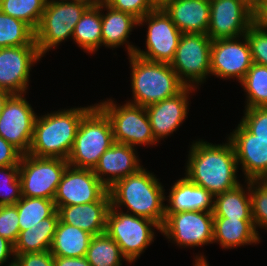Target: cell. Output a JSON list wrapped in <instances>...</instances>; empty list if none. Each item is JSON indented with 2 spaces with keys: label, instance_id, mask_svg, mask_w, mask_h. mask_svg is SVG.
<instances>
[{
  "label": "cell",
  "instance_id": "cell-24",
  "mask_svg": "<svg viewBox=\"0 0 267 266\" xmlns=\"http://www.w3.org/2000/svg\"><path fill=\"white\" fill-rule=\"evenodd\" d=\"M107 11L104 14L102 11ZM102 45L108 48H118L125 44L128 55L134 54L136 46L129 43L132 29L138 26V19L133 15L118 11L107 4L101 5Z\"/></svg>",
  "mask_w": 267,
  "mask_h": 266
},
{
  "label": "cell",
  "instance_id": "cell-47",
  "mask_svg": "<svg viewBox=\"0 0 267 266\" xmlns=\"http://www.w3.org/2000/svg\"><path fill=\"white\" fill-rule=\"evenodd\" d=\"M12 94L9 91L6 90H1L0 91V115L2 113V110L7 102V99L11 96Z\"/></svg>",
  "mask_w": 267,
  "mask_h": 266
},
{
  "label": "cell",
  "instance_id": "cell-10",
  "mask_svg": "<svg viewBox=\"0 0 267 266\" xmlns=\"http://www.w3.org/2000/svg\"><path fill=\"white\" fill-rule=\"evenodd\" d=\"M68 165L66 159L41 158L23 154L19 163L22 196L53 200Z\"/></svg>",
  "mask_w": 267,
  "mask_h": 266
},
{
  "label": "cell",
  "instance_id": "cell-30",
  "mask_svg": "<svg viewBox=\"0 0 267 266\" xmlns=\"http://www.w3.org/2000/svg\"><path fill=\"white\" fill-rule=\"evenodd\" d=\"M85 257L91 266H121L122 259L130 263L106 232L91 238Z\"/></svg>",
  "mask_w": 267,
  "mask_h": 266
},
{
  "label": "cell",
  "instance_id": "cell-14",
  "mask_svg": "<svg viewBox=\"0 0 267 266\" xmlns=\"http://www.w3.org/2000/svg\"><path fill=\"white\" fill-rule=\"evenodd\" d=\"M24 96L12 94L7 99L0 115V136L22 154H28L37 114Z\"/></svg>",
  "mask_w": 267,
  "mask_h": 266
},
{
  "label": "cell",
  "instance_id": "cell-2",
  "mask_svg": "<svg viewBox=\"0 0 267 266\" xmlns=\"http://www.w3.org/2000/svg\"><path fill=\"white\" fill-rule=\"evenodd\" d=\"M159 179L144 167L117 181L108 189L111 206L117 210L126 207V213L156 222L161 228L165 222V189Z\"/></svg>",
  "mask_w": 267,
  "mask_h": 266
},
{
  "label": "cell",
  "instance_id": "cell-3",
  "mask_svg": "<svg viewBox=\"0 0 267 266\" xmlns=\"http://www.w3.org/2000/svg\"><path fill=\"white\" fill-rule=\"evenodd\" d=\"M61 109L36 116L29 153L41 158L68 159L82 118L95 106Z\"/></svg>",
  "mask_w": 267,
  "mask_h": 266
},
{
  "label": "cell",
  "instance_id": "cell-17",
  "mask_svg": "<svg viewBox=\"0 0 267 266\" xmlns=\"http://www.w3.org/2000/svg\"><path fill=\"white\" fill-rule=\"evenodd\" d=\"M40 59L37 45L0 48V87L11 94H26L31 68Z\"/></svg>",
  "mask_w": 267,
  "mask_h": 266
},
{
  "label": "cell",
  "instance_id": "cell-40",
  "mask_svg": "<svg viewBox=\"0 0 267 266\" xmlns=\"http://www.w3.org/2000/svg\"><path fill=\"white\" fill-rule=\"evenodd\" d=\"M111 8L127 12L138 20L156 8L152 0H107Z\"/></svg>",
  "mask_w": 267,
  "mask_h": 266
},
{
  "label": "cell",
  "instance_id": "cell-19",
  "mask_svg": "<svg viewBox=\"0 0 267 266\" xmlns=\"http://www.w3.org/2000/svg\"><path fill=\"white\" fill-rule=\"evenodd\" d=\"M196 88L186 86L180 93L146 108L153 136L157 142L179 129L188 117L189 95Z\"/></svg>",
  "mask_w": 267,
  "mask_h": 266
},
{
  "label": "cell",
  "instance_id": "cell-31",
  "mask_svg": "<svg viewBox=\"0 0 267 266\" xmlns=\"http://www.w3.org/2000/svg\"><path fill=\"white\" fill-rule=\"evenodd\" d=\"M19 216L20 231L37 225L50 217L57 209L54 200L39 197H21L15 204Z\"/></svg>",
  "mask_w": 267,
  "mask_h": 266
},
{
  "label": "cell",
  "instance_id": "cell-32",
  "mask_svg": "<svg viewBox=\"0 0 267 266\" xmlns=\"http://www.w3.org/2000/svg\"><path fill=\"white\" fill-rule=\"evenodd\" d=\"M36 45L35 31L24 21L0 11V48Z\"/></svg>",
  "mask_w": 267,
  "mask_h": 266
},
{
  "label": "cell",
  "instance_id": "cell-22",
  "mask_svg": "<svg viewBox=\"0 0 267 266\" xmlns=\"http://www.w3.org/2000/svg\"><path fill=\"white\" fill-rule=\"evenodd\" d=\"M111 201H95L85 204L56 206L59 219L66 224L85 230L93 236L106 231L107 215Z\"/></svg>",
  "mask_w": 267,
  "mask_h": 266
},
{
  "label": "cell",
  "instance_id": "cell-1",
  "mask_svg": "<svg viewBox=\"0 0 267 266\" xmlns=\"http://www.w3.org/2000/svg\"><path fill=\"white\" fill-rule=\"evenodd\" d=\"M213 144L195 140L190 145L185 176L213 196L229 191L240 184L238 164L231 141Z\"/></svg>",
  "mask_w": 267,
  "mask_h": 266
},
{
  "label": "cell",
  "instance_id": "cell-27",
  "mask_svg": "<svg viewBox=\"0 0 267 266\" xmlns=\"http://www.w3.org/2000/svg\"><path fill=\"white\" fill-rule=\"evenodd\" d=\"M246 184L214 196V218L252 220L250 181Z\"/></svg>",
  "mask_w": 267,
  "mask_h": 266
},
{
  "label": "cell",
  "instance_id": "cell-28",
  "mask_svg": "<svg viewBox=\"0 0 267 266\" xmlns=\"http://www.w3.org/2000/svg\"><path fill=\"white\" fill-rule=\"evenodd\" d=\"M58 221L59 213L56 210L50 217L43 219L37 225L20 231L14 244V254L49 251Z\"/></svg>",
  "mask_w": 267,
  "mask_h": 266
},
{
  "label": "cell",
  "instance_id": "cell-9",
  "mask_svg": "<svg viewBox=\"0 0 267 266\" xmlns=\"http://www.w3.org/2000/svg\"><path fill=\"white\" fill-rule=\"evenodd\" d=\"M212 40L207 34L183 33L170 65L179 79L196 88L211 76L210 57Z\"/></svg>",
  "mask_w": 267,
  "mask_h": 266
},
{
  "label": "cell",
  "instance_id": "cell-26",
  "mask_svg": "<svg viewBox=\"0 0 267 266\" xmlns=\"http://www.w3.org/2000/svg\"><path fill=\"white\" fill-rule=\"evenodd\" d=\"M92 237L89 232L59 219L49 251L53 256L85 257Z\"/></svg>",
  "mask_w": 267,
  "mask_h": 266
},
{
  "label": "cell",
  "instance_id": "cell-36",
  "mask_svg": "<svg viewBox=\"0 0 267 266\" xmlns=\"http://www.w3.org/2000/svg\"><path fill=\"white\" fill-rule=\"evenodd\" d=\"M252 220L256 230H267V182L250 181Z\"/></svg>",
  "mask_w": 267,
  "mask_h": 266
},
{
  "label": "cell",
  "instance_id": "cell-11",
  "mask_svg": "<svg viewBox=\"0 0 267 266\" xmlns=\"http://www.w3.org/2000/svg\"><path fill=\"white\" fill-rule=\"evenodd\" d=\"M147 23L145 50L136 48L134 54L152 62L171 63L183 34L162 7H156L138 20V26Z\"/></svg>",
  "mask_w": 267,
  "mask_h": 266
},
{
  "label": "cell",
  "instance_id": "cell-5",
  "mask_svg": "<svg viewBox=\"0 0 267 266\" xmlns=\"http://www.w3.org/2000/svg\"><path fill=\"white\" fill-rule=\"evenodd\" d=\"M114 143L111 122L95 105L80 122L67 162L75 168L94 169L100 156Z\"/></svg>",
  "mask_w": 267,
  "mask_h": 266
},
{
  "label": "cell",
  "instance_id": "cell-39",
  "mask_svg": "<svg viewBox=\"0 0 267 266\" xmlns=\"http://www.w3.org/2000/svg\"><path fill=\"white\" fill-rule=\"evenodd\" d=\"M16 205L0 206V236L10 241L13 245L18 239L20 227Z\"/></svg>",
  "mask_w": 267,
  "mask_h": 266
},
{
  "label": "cell",
  "instance_id": "cell-44",
  "mask_svg": "<svg viewBox=\"0 0 267 266\" xmlns=\"http://www.w3.org/2000/svg\"><path fill=\"white\" fill-rule=\"evenodd\" d=\"M55 266H91L86 257L54 256Z\"/></svg>",
  "mask_w": 267,
  "mask_h": 266
},
{
  "label": "cell",
  "instance_id": "cell-41",
  "mask_svg": "<svg viewBox=\"0 0 267 266\" xmlns=\"http://www.w3.org/2000/svg\"><path fill=\"white\" fill-rule=\"evenodd\" d=\"M14 266H55L54 256L50 251L15 254Z\"/></svg>",
  "mask_w": 267,
  "mask_h": 266
},
{
  "label": "cell",
  "instance_id": "cell-25",
  "mask_svg": "<svg viewBox=\"0 0 267 266\" xmlns=\"http://www.w3.org/2000/svg\"><path fill=\"white\" fill-rule=\"evenodd\" d=\"M260 238L253 220L213 219V243H218L223 249L258 244Z\"/></svg>",
  "mask_w": 267,
  "mask_h": 266
},
{
  "label": "cell",
  "instance_id": "cell-13",
  "mask_svg": "<svg viewBox=\"0 0 267 266\" xmlns=\"http://www.w3.org/2000/svg\"><path fill=\"white\" fill-rule=\"evenodd\" d=\"M55 206L111 201L108 188L97 178L93 169L67 166L54 196Z\"/></svg>",
  "mask_w": 267,
  "mask_h": 266
},
{
  "label": "cell",
  "instance_id": "cell-38",
  "mask_svg": "<svg viewBox=\"0 0 267 266\" xmlns=\"http://www.w3.org/2000/svg\"><path fill=\"white\" fill-rule=\"evenodd\" d=\"M240 123L256 138L267 141V107L245 108Z\"/></svg>",
  "mask_w": 267,
  "mask_h": 266
},
{
  "label": "cell",
  "instance_id": "cell-21",
  "mask_svg": "<svg viewBox=\"0 0 267 266\" xmlns=\"http://www.w3.org/2000/svg\"><path fill=\"white\" fill-rule=\"evenodd\" d=\"M162 8L182 33L207 34L210 20L209 0H171Z\"/></svg>",
  "mask_w": 267,
  "mask_h": 266
},
{
  "label": "cell",
  "instance_id": "cell-43",
  "mask_svg": "<svg viewBox=\"0 0 267 266\" xmlns=\"http://www.w3.org/2000/svg\"><path fill=\"white\" fill-rule=\"evenodd\" d=\"M13 257L11 262H8L9 259ZM14 245L7 239L0 236V266L8 262V266H14ZM8 260V261H7Z\"/></svg>",
  "mask_w": 267,
  "mask_h": 266
},
{
  "label": "cell",
  "instance_id": "cell-6",
  "mask_svg": "<svg viewBox=\"0 0 267 266\" xmlns=\"http://www.w3.org/2000/svg\"><path fill=\"white\" fill-rule=\"evenodd\" d=\"M88 7L87 3L78 0H47L35 30V42L42 57L72 38L76 24Z\"/></svg>",
  "mask_w": 267,
  "mask_h": 266
},
{
  "label": "cell",
  "instance_id": "cell-50",
  "mask_svg": "<svg viewBox=\"0 0 267 266\" xmlns=\"http://www.w3.org/2000/svg\"><path fill=\"white\" fill-rule=\"evenodd\" d=\"M169 1H171V0H152L153 4L156 7H163Z\"/></svg>",
  "mask_w": 267,
  "mask_h": 266
},
{
  "label": "cell",
  "instance_id": "cell-16",
  "mask_svg": "<svg viewBox=\"0 0 267 266\" xmlns=\"http://www.w3.org/2000/svg\"><path fill=\"white\" fill-rule=\"evenodd\" d=\"M254 22L255 14L246 0H210L207 35L212 41L241 37Z\"/></svg>",
  "mask_w": 267,
  "mask_h": 266
},
{
  "label": "cell",
  "instance_id": "cell-48",
  "mask_svg": "<svg viewBox=\"0 0 267 266\" xmlns=\"http://www.w3.org/2000/svg\"><path fill=\"white\" fill-rule=\"evenodd\" d=\"M200 255V256H199ZM194 263L193 266H209L207 259L205 256L201 253L194 257Z\"/></svg>",
  "mask_w": 267,
  "mask_h": 266
},
{
  "label": "cell",
  "instance_id": "cell-20",
  "mask_svg": "<svg viewBox=\"0 0 267 266\" xmlns=\"http://www.w3.org/2000/svg\"><path fill=\"white\" fill-rule=\"evenodd\" d=\"M135 149L127 144L115 142L100 156L93 172L108 189L143 167Z\"/></svg>",
  "mask_w": 267,
  "mask_h": 266
},
{
  "label": "cell",
  "instance_id": "cell-7",
  "mask_svg": "<svg viewBox=\"0 0 267 266\" xmlns=\"http://www.w3.org/2000/svg\"><path fill=\"white\" fill-rule=\"evenodd\" d=\"M153 227L161 232L156 222L110 206L105 232L119 245L131 264L154 242Z\"/></svg>",
  "mask_w": 267,
  "mask_h": 266
},
{
  "label": "cell",
  "instance_id": "cell-42",
  "mask_svg": "<svg viewBox=\"0 0 267 266\" xmlns=\"http://www.w3.org/2000/svg\"><path fill=\"white\" fill-rule=\"evenodd\" d=\"M22 153L0 136V166H19Z\"/></svg>",
  "mask_w": 267,
  "mask_h": 266
},
{
  "label": "cell",
  "instance_id": "cell-23",
  "mask_svg": "<svg viewBox=\"0 0 267 266\" xmlns=\"http://www.w3.org/2000/svg\"><path fill=\"white\" fill-rule=\"evenodd\" d=\"M165 197H168L165 200H168L169 204L165 205V213L214 210V196L186 176L178 179L171 187L169 195Z\"/></svg>",
  "mask_w": 267,
  "mask_h": 266
},
{
  "label": "cell",
  "instance_id": "cell-18",
  "mask_svg": "<svg viewBox=\"0 0 267 266\" xmlns=\"http://www.w3.org/2000/svg\"><path fill=\"white\" fill-rule=\"evenodd\" d=\"M231 141L237 159L238 168L246 181H263L267 178V141L256 138L241 123L230 132Z\"/></svg>",
  "mask_w": 267,
  "mask_h": 266
},
{
  "label": "cell",
  "instance_id": "cell-33",
  "mask_svg": "<svg viewBox=\"0 0 267 266\" xmlns=\"http://www.w3.org/2000/svg\"><path fill=\"white\" fill-rule=\"evenodd\" d=\"M246 92V106L267 107V66L253 63L240 82Z\"/></svg>",
  "mask_w": 267,
  "mask_h": 266
},
{
  "label": "cell",
  "instance_id": "cell-34",
  "mask_svg": "<svg viewBox=\"0 0 267 266\" xmlns=\"http://www.w3.org/2000/svg\"><path fill=\"white\" fill-rule=\"evenodd\" d=\"M47 0H0V11L20 19L34 31L42 18Z\"/></svg>",
  "mask_w": 267,
  "mask_h": 266
},
{
  "label": "cell",
  "instance_id": "cell-29",
  "mask_svg": "<svg viewBox=\"0 0 267 266\" xmlns=\"http://www.w3.org/2000/svg\"><path fill=\"white\" fill-rule=\"evenodd\" d=\"M101 6H89L75 26L72 40L85 53H94L102 46Z\"/></svg>",
  "mask_w": 267,
  "mask_h": 266
},
{
  "label": "cell",
  "instance_id": "cell-46",
  "mask_svg": "<svg viewBox=\"0 0 267 266\" xmlns=\"http://www.w3.org/2000/svg\"><path fill=\"white\" fill-rule=\"evenodd\" d=\"M250 10L256 14L267 4V0H246Z\"/></svg>",
  "mask_w": 267,
  "mask_h": 266
},
{
  "label": "cell",
  "instance_id": "cell-37",
  "mask_svg": "<svg viewBox=\"0 0 267 266\" xmlns=\"http://www.w3.org/2000/svg\"><path fill=\"white\" fill-rule=\"evenodd\" d=\"M253 63L267 66V29L256 21L246 31Z\"/></svg>",
  "mask_w": 267,
  "mask_h": 266
},
{
  "label": "cell",
  "instance_id": "cell-45",
  "mask_svg": "<svg viewBox=\"0 0 267 266\" xmlns=\"http://www.w3.org/2000/svg\"><path fill=\"white\" fill-rule=\"evenodd\" d=\"M255 21L267 29V4L255 14Z\"/></svg>",
  "mask_w": 267,
  "mask_h": 266
},
{
  "label": "cell",
  "instance_id": "cell-49",
  "mask_svg": "<svg viewBox=\"0 0 267 266\" xmlns=\"http://www.w3.org/2000/svg\"><path fill=\"white\" fill-rule=\"evenodd\" d=\"M87 3L89 6H101L106 4L107 0H78Z\"/></svg>",
  "mask_w": 267,
  "mask_h": 266
},
{
  "label": "cell",
  "instance_id": "cell-12",
  "mask_svg": "<svg viewBox=\"0 0 267 266\" xmlns=\"http://www.w3.org/2000/svg\"><path fill=\"white\" fill-rule=\"evenodd\" d=\"M213 212L165 213L161 233L179 247H199L213 243Z\"/></svg>",
  "mask_w": 267,
  "mask_h": 266
},
{
  "label": "cell",
  "instance_id": "cell-15",
  "mask_svg": "<svg viewBox=\"0 0 267 266\" xmlns=\"http://www.w3.org/2000/svg\"><path fill=\"white\" fill-rule=\"evenodd\" d=\"M252 64L251 48L246 35L212 41L211 76L226 80L235 78L240 83Z\"/></svg>",
  "mask_w": 267,
  "mask_h": 266
},
{
  "label": "cell",
  "instance_id": "cell-8",
  "mask_svg": "<svg viewBox=\"0 0 267 266\" xmlns=\"http://www.w3.org/2000/svg\"><path fill=\"white\" fill-rule=\"evenodd\" d=\"M96 105L111 122L114 141L132 147L156 145L146 108L131 103L117 106L112 99L102 100Z\"/></svg>",
  "mask_w": 267,
  "mask_h": 266
},
{
  "label": "cell",
  "instance_id": "cell-4",
  "mask_svg": "<svg viewBox=\"0 0 267 266\" xmlns=\"http://www.w3.org/2000/svg\"><path fill=\"white\" fill-rule=\"evenodd\" d=\"M128 57L134 98L128 103L148 107L175 96L186 87L170 63L148 61L135 54Z\"/></svg>",
  "mask_w": 267,
  "mask_h": 266
},
{
  "label": "cell",
  "instance_id": "cell-35",
  "mask_svg": "<svg viewBox=\"0 0 267 266\" xmlns=\"http://www.w3.org/2000/svg\"><path fill=\"white\" fill-rule=\"evenodd\" d=\"M21 197L19 166H0V206L15 205Z\"/></svg>",
  "mask_w": 267,
  "mask_h": 266
}]
</instances>
